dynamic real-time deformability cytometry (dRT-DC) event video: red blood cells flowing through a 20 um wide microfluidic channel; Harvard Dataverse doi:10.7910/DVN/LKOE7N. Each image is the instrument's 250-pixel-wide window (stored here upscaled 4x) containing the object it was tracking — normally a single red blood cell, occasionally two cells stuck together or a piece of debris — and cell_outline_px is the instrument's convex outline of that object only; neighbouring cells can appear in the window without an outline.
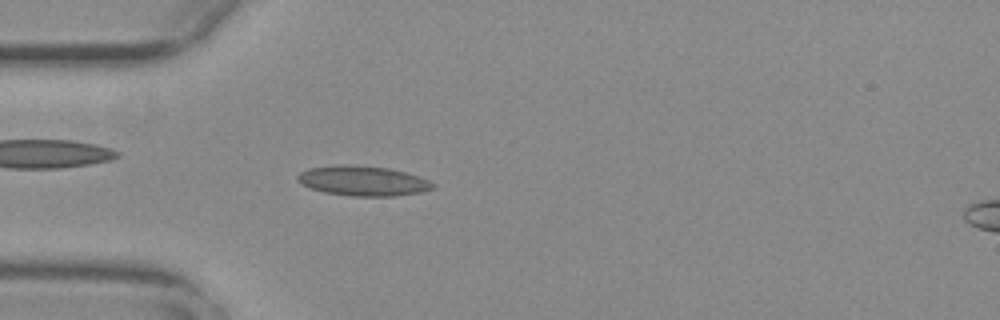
{"species": "common noctule bat (a hibernating species)", "species_latin": "Nyctalus noctula", "temperature_condition": "warm", "stored_images_in_passage": 54, "camera_frame_rate_fps": 3000, "um_per_image_px": 0.085, "animal": {"sex": "female", "body_mass_g": 29.2, "forearm_length_mm": 56.3}, "frame": {"image": 1, "passage_image": 15, "time_ms": 4.667, "image_size_px": [1000, 320], "cell_outline_px": [[436, 188], [420, 192], [392, 196], [352, 196], [324, 192], [308, 188], [300, 184], [296, 180], [296, 176], [300, 172], [308, 168], [336, 164], [344, 164], [388, 168], [404, 172], [428, 180], [436, 184]], "centroid_in_image_um": [30.79, 15.37], "position_along_channel_um": 54.2, "area_um2": 23.7}}
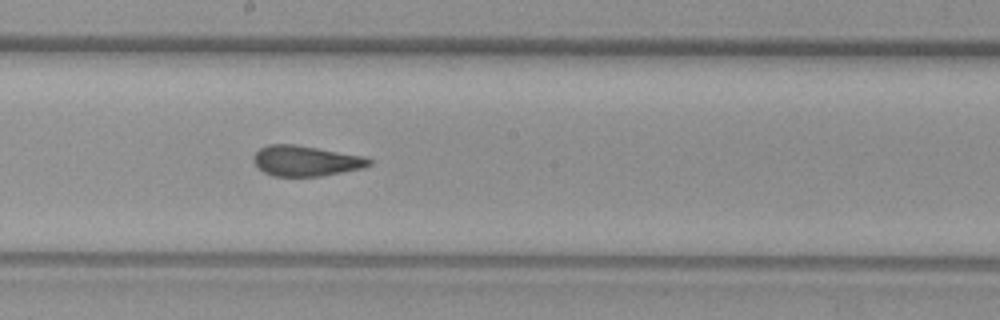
{"frame": {"image": 2, "passage_image": 29, "time_ms": 9.333, "image_size_px": [1000, 320], "cell_outline_px": [[372, 164], [360, 168], [320, 176], [272, 176], [256, 168], [252, 160], [252, 156], [260, 148], [268, 144], [296, 144], [364, 156], [372, 160]], "centroid_in_image_um": [25.93, 13.66], "position_along_channel_um": 222.3, "area_um2": 20.58}}
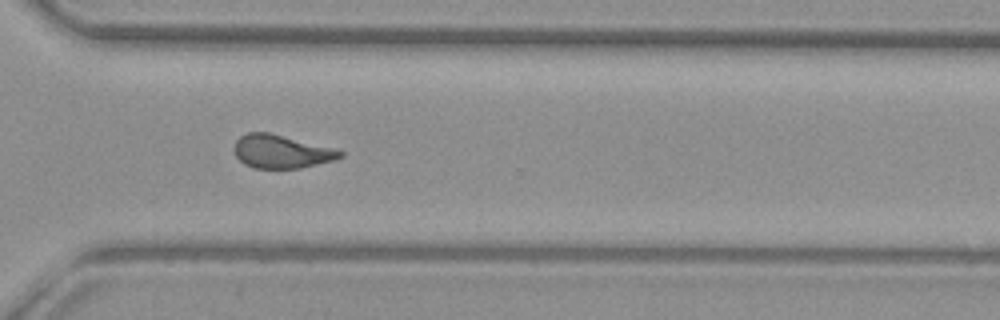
{"frame": {"image": 3, "passage_image": 39, "time_ms": 12.667, "image_size_px": [1000, 320], "cell_outline_px": [[344, 156], [336, 160], [300, 168], [252, 168], [244, 164], [236, 156], [232, 148], [236, 140], [240, 136], [248, 132], [268, 132], [332, 148], [344, 152]], "centroid_in_image_um": [23.88, 12.89], "position_along_channel_um": 346.7, "area_um2": 20.58}, "authors_computed_cell_mechanics": {"area_um2": 20.9814, "velocity_mm_per_s": 3.7425, "shape_relaxation_time_tau1_ms": null, "shape_relaxation_time_tau2_ms": 1.2985, "deformation_change_tau1": null, "deformation_change_tau2": 0.0688}}